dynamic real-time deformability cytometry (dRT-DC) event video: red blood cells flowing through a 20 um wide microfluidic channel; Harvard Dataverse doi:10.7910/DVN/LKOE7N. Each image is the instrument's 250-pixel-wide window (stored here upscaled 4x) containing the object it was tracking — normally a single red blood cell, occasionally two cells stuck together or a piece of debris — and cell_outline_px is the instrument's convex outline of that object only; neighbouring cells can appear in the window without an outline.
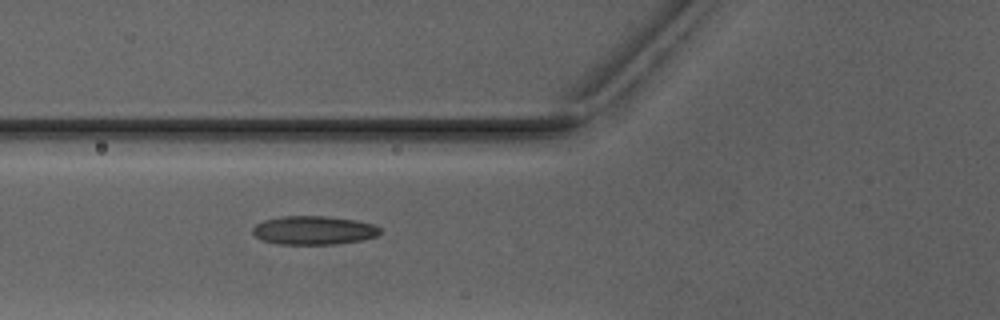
{"species": "Egyptian fruit bat (a non-hibernating species)", "species_latin": "Rousettus aegyptiacus", "temperature_condition": "warm", "stored_images_in_passage": 2, "camera_frame_rate_fps": 3000, "um_per_image_px": 0.085, "animal": {"sex": "male"}, "frame": {"image": 1, "passage_image": 2, "time_ms": 1.0, "image_size_px": [1000, 320], "cell_outline_px": [[380, 232], [376, 236], [364, 240], [336, 244], [276, 244], [260, 240], [252, 232], [252, 228], [256, 224], [264, 220], [284, 216], [328, 216], [356, 220], [376, 224], [380, 228]], "centroid_in_image_um": [26.68, 19.58], "position_along_channel_um": 99.1, "area_um2": 21.5}}